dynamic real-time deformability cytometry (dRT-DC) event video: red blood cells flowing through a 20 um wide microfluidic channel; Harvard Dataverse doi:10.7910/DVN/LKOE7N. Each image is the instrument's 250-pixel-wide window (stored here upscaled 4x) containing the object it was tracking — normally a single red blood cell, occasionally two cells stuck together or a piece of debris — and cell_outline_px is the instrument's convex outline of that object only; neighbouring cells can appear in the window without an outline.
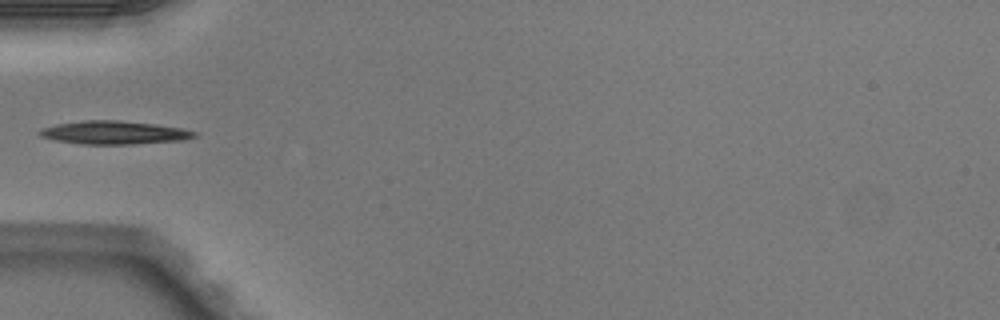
{"species": "Egyptian fruit bat (a non-hibernating species)", "species_latin": "Rousettus aegyptiacus", "temperature_condition": "warm", "stored_images_in_passage": 5, "camera_frame_rate_fps": 3000, "um_per_image_px": 0.085, "animal": {"sex": "male"}, "frame": {"image": 1, "passage_image": 4, "time_ms": 1.0, "image_size_px": [1000, 320], "cell_outline_px": [[196, 136], [184, 140], [128, 144], [84, 144], [56, 140], [40, 136], [36, 132], [44, 128], [56, 124], [84, 120], [120, 120], [156, 124], [184, 128], [196, 132]], "centroid_in_image_um": [9.72, 11.26], "position_along_channel_um": 75.3, "area_um2": 20.92}}
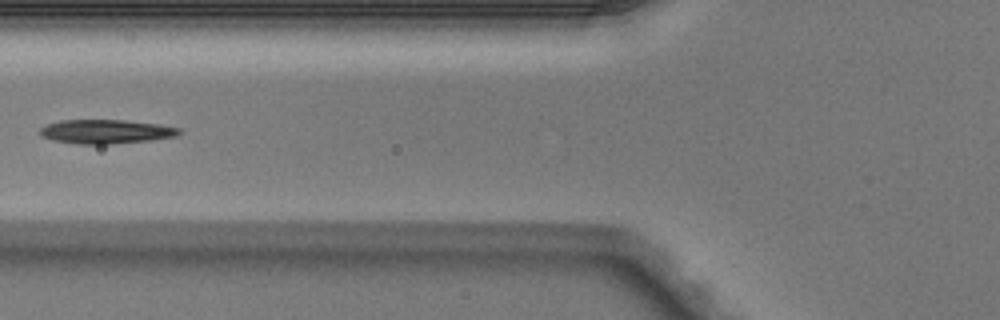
{"frame": {"image": 2, "passage_image": 5, "time_ms": 1.333, "image_size_px": [1000, 320], "cell_outline_px": [[184, 132], [176, 136], [148, 140], [108, 144], [80, 144], [52, 140], [44, 136], [40, 132], [40, 128], [48, 124], [60, 120], [124, 120], [156, 124], [180, 128]], "centroid_in_image_um": [9.02, 11.18], "position_along_channel_um": 116.8, "area_um2": 19.25}}